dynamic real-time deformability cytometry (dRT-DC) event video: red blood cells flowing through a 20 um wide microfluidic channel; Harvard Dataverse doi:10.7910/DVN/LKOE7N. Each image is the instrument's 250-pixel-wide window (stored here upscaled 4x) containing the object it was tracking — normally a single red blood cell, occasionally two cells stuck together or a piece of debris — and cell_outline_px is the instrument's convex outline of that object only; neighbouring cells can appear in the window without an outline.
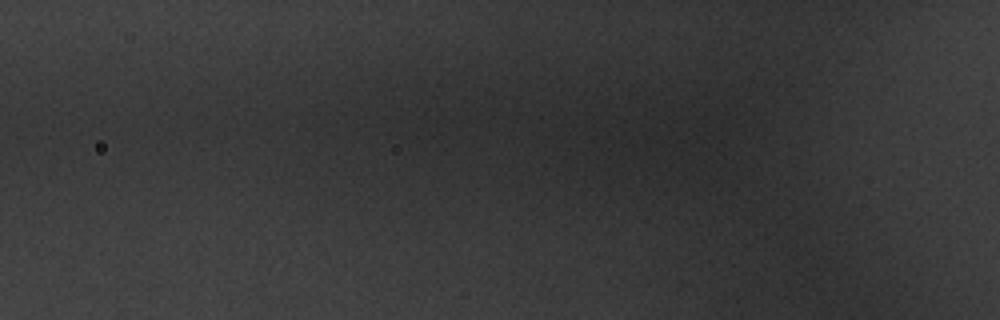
{"species": "common noctule bat (a hibernating species)", "species_latin": "Nyctalus noctula", "temperature_condition": "warm", "stored_images_in_passage": 2, "camera_frame_rate_fps": 3000, "um_per_image_px": 0.085, "animal": {"sex": "male", "body_mass_g": 20.1, "forearm_length_mm": 53.5}, "frame": {"image": 1, "passage_image": 2, "time_ms": 0.333, "image_size_px": [1000, 320], "cell_outline_px": [[776, 140], [760, 164], [752, 168], [732, 168], [716, 164], [672, 152], [672, 144], [700, 116], [732, 108], [756, 116], [772, 128]], "centroid_in_image_um": [61.8, 11.85], "position_along_channel_um": 64.0, "area_um2": 31.27}}